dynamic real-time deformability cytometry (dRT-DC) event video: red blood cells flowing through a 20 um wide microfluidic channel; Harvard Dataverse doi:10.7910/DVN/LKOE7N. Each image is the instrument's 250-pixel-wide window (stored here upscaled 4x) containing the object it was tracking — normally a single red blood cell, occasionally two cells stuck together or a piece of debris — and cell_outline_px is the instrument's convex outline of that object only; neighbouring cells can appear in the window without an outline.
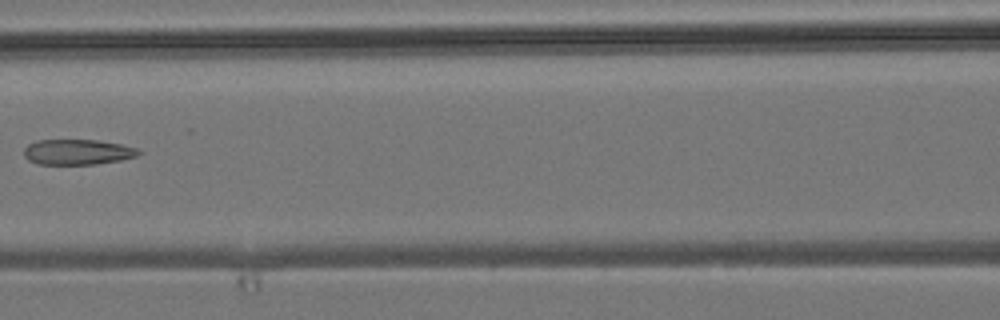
{"species": "common noctule bat (a hibernating species)", "species_latin": "Nyctalus noctula", "temperature_condition": "room temperature", "stored_images_in_passage": 7, "camera_frame_rate_fps": 3000, "um_per_image_px": 0.085, "animal": {"sex": "male", "body_mass_g": 19.2, "forearm_length_mm": 51.8}, "frame": {"image": 1, "passage_image": 7, "time_ms": 7.0, "image_size_px": [1000, 320], "cell_outline_px": [[140, 152], [136, 156], [120, 160], [96, 164], [36, 164], [28, 160], [24, 156], [24, 148], [28, 144], [36, 140], [100, 140], [120, 144], [136, 148]], "centroid_in_image_um": [6.54, 12.92], "position_along_channel_um": 160.1, "area_um2": 16.94}}